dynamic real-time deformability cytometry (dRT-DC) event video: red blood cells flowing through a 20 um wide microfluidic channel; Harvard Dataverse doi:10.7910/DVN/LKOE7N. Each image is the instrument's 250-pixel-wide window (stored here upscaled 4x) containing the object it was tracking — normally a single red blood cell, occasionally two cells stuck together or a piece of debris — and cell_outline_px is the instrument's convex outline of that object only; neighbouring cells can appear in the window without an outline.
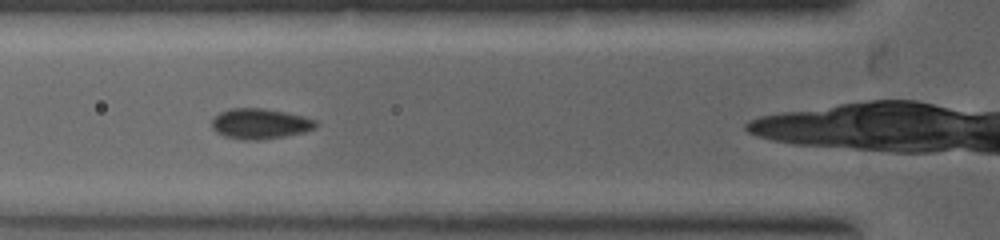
{"species": "common noctule bat (a hibernating species)", "species_latin": "Nyctalus noctula", "temperature_condition": "warm", "stored_images_in_passage": 20, "camera_frame_rate_fps": 5000, "um_per_image_px": 0.085, "animal": {"sex": "female", "body_mass_g": 19.0, "forearm_length_mm": 53.3}, "frame": {"image": 1, "passage_image": 4, "time_ms": 1.0, "image_size_px": [1000, 240], "cell_outline_px": [[320, 124], [316, 128], [304, 132], [284, 136], [256, 140], [244, 140], [224, 136], [216, 132], [212, 128], [212, 120], [220, 112], [228, 108], [264, 108], [304, 116], [316, 120]], "centroid_in_image_um": [22.12, 10.51], "position_along_channel_um": 103.7, "area_um2": 18.5}}
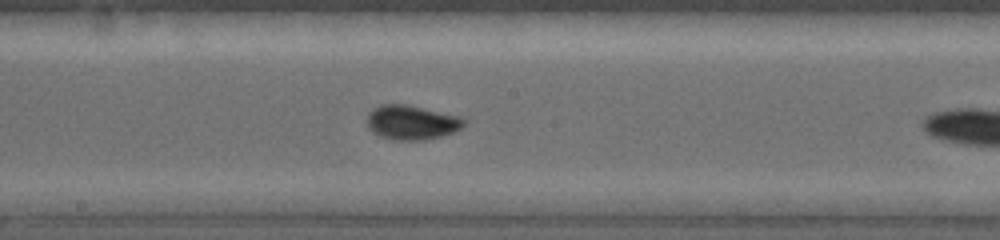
{"frame": {"image": 2, "passage_image": 9, "time_ms": 2.6, "image_size_px": [1000, 240], "cell_outline_px": [[468, 120], [460, 128], [452, 132], [440, 136], [424, 140], [400, 140], [380, 136], [368, 128], [368, 112], [380, 104], [408, 104], [464, 116]], "centroid_in_image_um": [35.04, 10.38], "position_along_channel_um": 213.2, "area_um2": 19.59}}
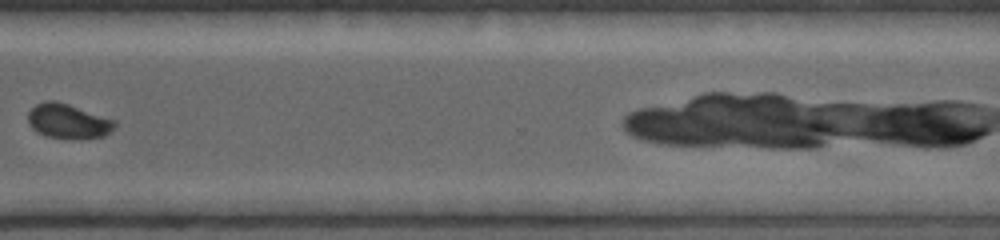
{"frame": {"image": 3, "passage_image": 14, "time_ms": 4.8, "image_size_px": [1000, 240], "cell_outline_px": [[116, 128], [104, 136], [44, 136], [36, 132], [28, 124], [28, 112], [36, 104], [44, 100], [52, 100], [68, 104], [116, 120]], "centroid_in_image_um": [5.76, 10.25], "position_along_channel_um": 364.8, "area_um2": 16.99}}